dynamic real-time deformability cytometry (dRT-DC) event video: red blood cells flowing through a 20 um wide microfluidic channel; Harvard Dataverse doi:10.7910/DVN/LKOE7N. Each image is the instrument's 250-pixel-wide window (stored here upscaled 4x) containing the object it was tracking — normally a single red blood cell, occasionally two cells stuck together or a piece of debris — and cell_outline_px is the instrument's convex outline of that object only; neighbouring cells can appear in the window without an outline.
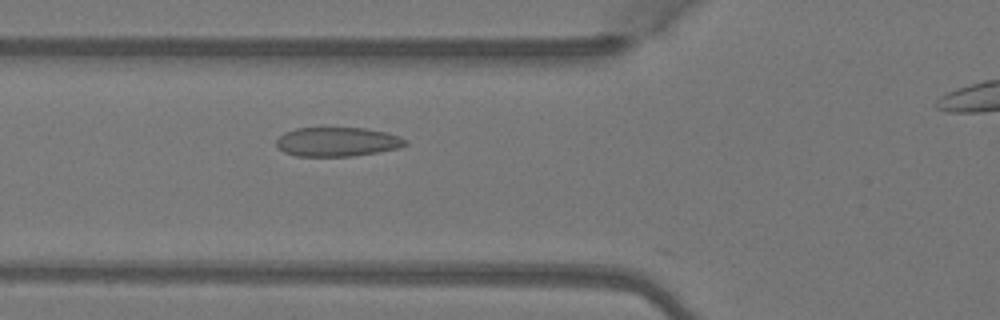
{"species": "Egyptian fruit bat (a non-hibernating species)", "species_latin": "Rousettus aegyptiacus", "temperature_condition": "warm", "stored_images_in_passage": 5, "camera_frame_rate_fps": 3000, "um_per_image_px": 0.085, "animal": {"sex": "female"}, "frame": {"image": 1, "passage_image": 4, "time_ms": 1.0, "image_size_px": [1000, 320], "cell_outline_px": [[408, 144], [400, 148], [352, 156], [296, 156], [284, 152], [276, 144], [276, 140], [284, 132], [296, 128], [364, 128], [388, 132], [400, 136], [408, 140]], "centroid_in_image_um": [28.71, 12.05], "position_along_channel_um": 97.1, "area_um2": 22.02}}